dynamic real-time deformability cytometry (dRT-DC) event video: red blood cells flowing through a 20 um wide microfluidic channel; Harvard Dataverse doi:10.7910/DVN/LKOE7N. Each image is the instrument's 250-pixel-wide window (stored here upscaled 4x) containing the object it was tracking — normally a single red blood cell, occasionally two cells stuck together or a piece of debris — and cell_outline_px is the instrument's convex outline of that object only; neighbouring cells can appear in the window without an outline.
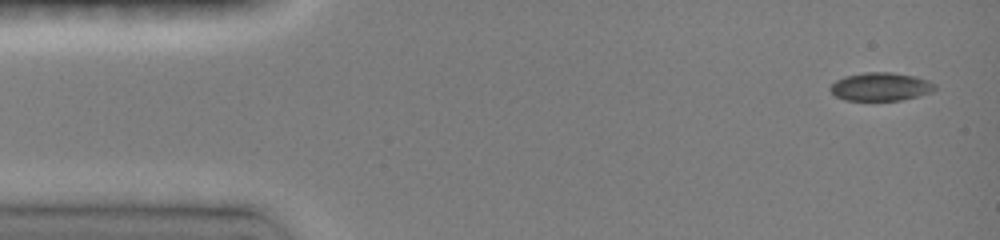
{"species": "common noctule bat (a hibernating species)", "species_latin": "Nyctalus noctula", "temperature_condition": "room temperature", "stored_images_in_passage": 8, "camera_frame_rate_fps": 3000, "um_per_image_px": 0.085, "animal": {"sex": "female", "body_mass_g": 19.0, "forearm_length_mm": 51.5}, "frame": {"image": 1, "passage_image": 1, "time_ms": 0.0, "image_size_px": [1000, 240], "cell_outline_px": [[936, 88], [932, 92], [900, 100], [844, 100], [836, 96], [828, 88], [836, 80], [844, 76], [864, 72], [892, 72], [916, 76], [928, 80], [936, 84]], "centroid_in_image_um": [74.85, 7.35], "position_along_channel_um": 10.1, "area_um2": 17.28}}
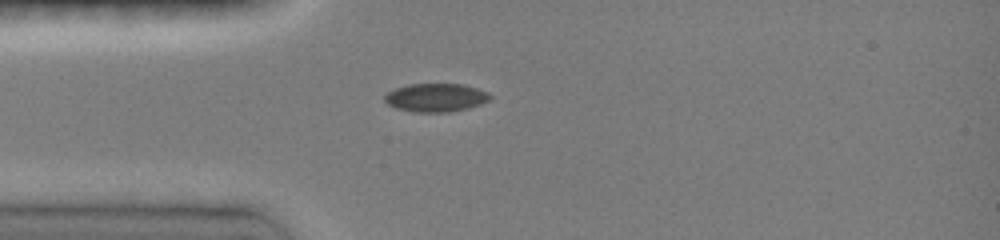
{"frame": {"image": 2, "passage_image": 6, "time_ms": 3.333, "image_size_px": [1000, 240], "cell_outline_px": [[492, 96], [488, 100], [480, 104], [468, 108], [448, 112], [416, 112], [396, 108], [388, 104], [384, 100], [384, 96], [388, 92], [396, 88], [408, 84], [464, 84], [488, 92]], "centroid_in_image_um": [37.04, 8.29], "position_along_channel_um": 48.0, "area_um2": 17.34}}